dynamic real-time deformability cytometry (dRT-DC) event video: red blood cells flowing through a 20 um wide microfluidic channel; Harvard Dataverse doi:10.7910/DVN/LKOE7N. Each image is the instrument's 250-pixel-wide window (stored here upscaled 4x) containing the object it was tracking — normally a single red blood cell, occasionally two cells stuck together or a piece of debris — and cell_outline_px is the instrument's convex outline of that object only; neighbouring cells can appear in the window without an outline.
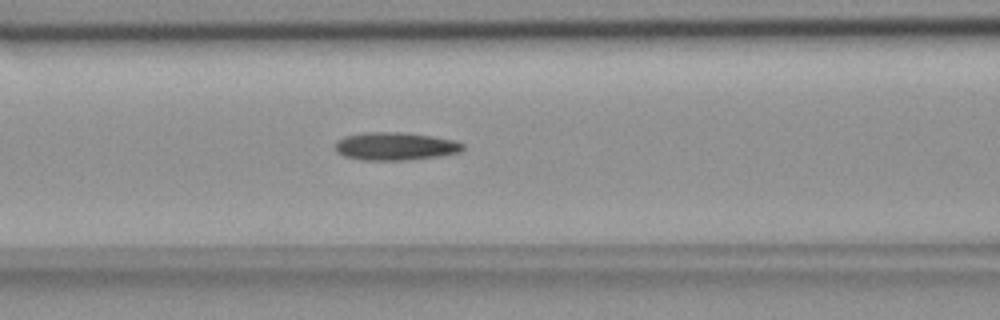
{"species": "common noctule bat (a hibernating species)", "species_latin": "Nyctalus noctula", "temperature_condition": "room temperature", "stored_images_in_passage": 46, "camera_frame_rate_fps": 3000, "um_per_image_px": 0.085, "animal": {"sex": "female", "body_mass_g": 18.4}, "frame": {"image": 1, "passage_image": 14, "time_ms": 4.333, "image_size_px": [1000, 320], "cell_outline_px": [[464, 148], [460, 152], [440, 156], [404, 160], [360, 160], [344, 156], [336, 152], [336, 140], [344, 136], [364, 132], [404, 132], [432, 136], [456, 140], [464, 144]], "centroid_in_image_um": [33.59, 12.43], "position_along_channel_um": 133.0, "area_um2": 20.98}}
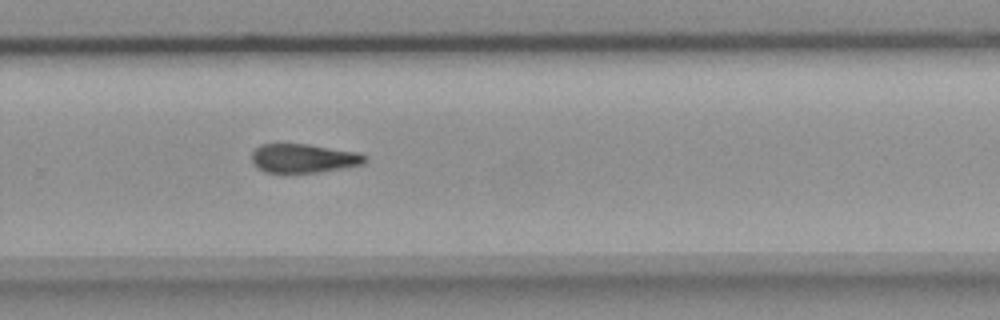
{"frame": {"image": 2, "passage_image": 28, "time_ms": 9.0, "image_size_px": [1000, 320], "cell_outline_px": [[368, 160], [364, 164], [344, 168], [320, 172], [284, 176], [264, 172], [256, 168], [252, 164], [252, 152], [260, 144], [308, 144], [356, 152], [368, 156]], "centroid_in_image_um": [25.76, 13.51], "position_along_channel_um": 304.0, "area_um2": 20.0}}
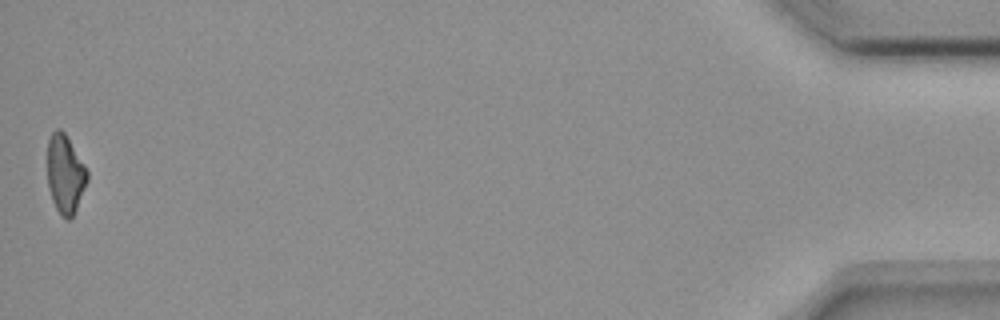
{"frame": {"image": 3, "passage_image": 46, "time_ms": 15.0, "image_size_px": [1000, 320], "cell_outline_px": [[88, 180], [76, 208], [72, 216], [68, 220], [60, 216], [52, 200], [48, 188], [48, 140], [52, 132], [56, 128], [60, 128], [64, 132], [88, 172]], "centroid_in_image_um": [5.52, 14.81], "position_along_channel_um": 429.7, "area_um2": 17.98}, "authors_computed_cell_mechanics": {"area_um2": 19.9988, "velocity_mm_per_s": 3.675, "shape_relaxation_time_tau1_ms": 7.2604, "shape_relaxation_time_tau2_ms": 8.9993, "deformation_change_tau1": 0.1712, "deformation_change_tau2": 0.2026}}